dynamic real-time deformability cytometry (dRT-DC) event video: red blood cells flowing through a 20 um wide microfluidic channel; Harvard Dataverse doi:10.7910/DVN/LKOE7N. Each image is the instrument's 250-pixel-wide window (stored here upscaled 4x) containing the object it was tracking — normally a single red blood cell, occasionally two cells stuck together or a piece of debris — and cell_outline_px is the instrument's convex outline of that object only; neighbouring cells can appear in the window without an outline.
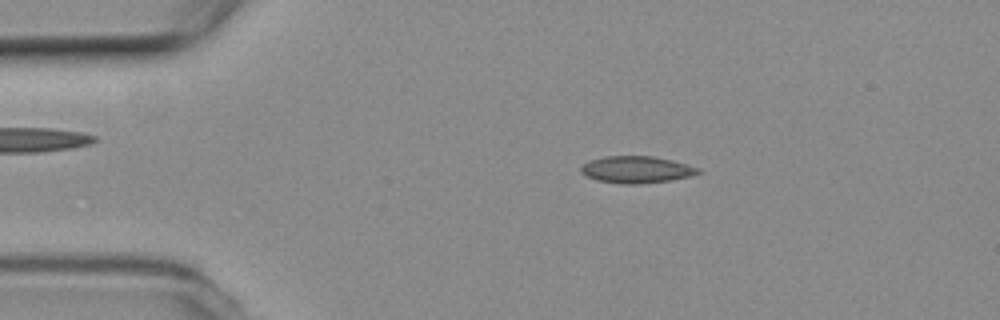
{"species": "common noctule bat (a hibernating species)", "species_latin": "Nyctalus noctula", "temperature_condition": "room temperature", "stored_images_in_passage": 53, "camera_frame_rate_fps": 3000, "um_per_image_px": 0.085, "animal": {"sex": "female", "body_mass_g": 19.3, "forearm_length_mm": 54.1}, "frame": {"image": 1, "passage_image": 9, "time_ms": 2.667, "image_size_px": [1000, 320], "cell_outline_px": [[700, 172], [688, 176], [672, 180], [640, 184], [620, 184], [596, 180], [584, 176], [580, 172], [580, 168], [584, 164], [592, 160], [608, 156], [652, 156], [672, 160], [700, 168]], "centroid_in_image_um": [54.07, 14.43], "position_along_channel_um": 30.9, "area_um2": 18.32}}
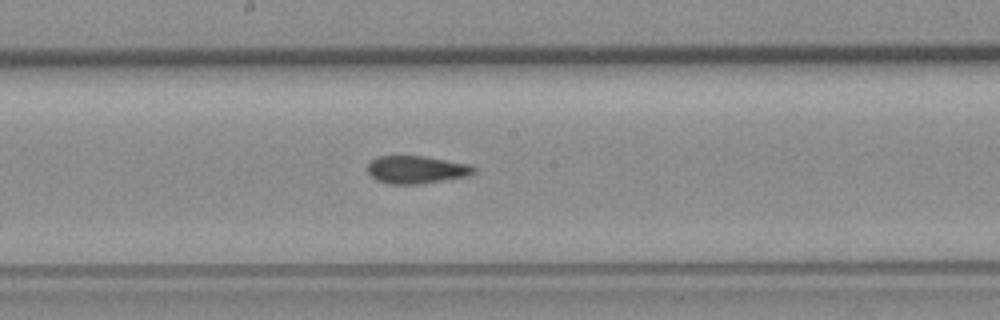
{"frame": {"image": 2, "passage_image": 27, "time_ms": 8.667, "image_size_px": [1000, 320], "cell_outline_px": [[476, 172], [468, 176], [420, 184], [388, 184], [376, 180], [368, 172], [368, 164], [372, 160], [380, 156], [424, 156], [472, 164], [476, 168]], "centroid_in_image_um": [35.44, 14.42], "position_along_channel_um": 212.8, "area_um2": 17.28}}
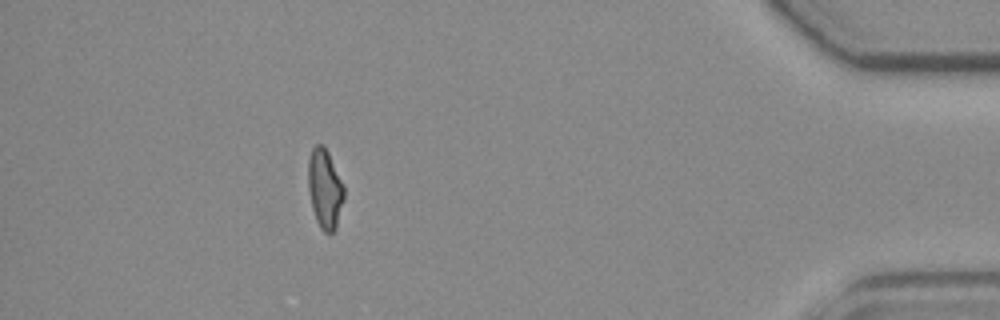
{"frame": {"image": 3, "passage_image": 47, "time_ms": 15.333, "image_size_px": [1000, 320], "cell_outline_px": [[344, 200], [336, 228], [332, 232], [324, 232], [320, 228], [316, 220], [312, 208], [308, 188], [308, 160], [312, 148], [316, 144], [324, 144], [344, 184]], "centroid_in_image_um": [27.61, 16.03], "position_along_channel_um": 407.6, "area_um2": 16.76}, "authors_computed_cell_mechanics": {"area_um2": 17.4556, "velocity_mm_per_s": 3.7974, "shape_relaxation_time_tau1_ms": null, "shape_relaxation_time_tau2_ms": 2.5206, "deformation_change_tau1": null, "deformation_change_tau2": 0.0864}}